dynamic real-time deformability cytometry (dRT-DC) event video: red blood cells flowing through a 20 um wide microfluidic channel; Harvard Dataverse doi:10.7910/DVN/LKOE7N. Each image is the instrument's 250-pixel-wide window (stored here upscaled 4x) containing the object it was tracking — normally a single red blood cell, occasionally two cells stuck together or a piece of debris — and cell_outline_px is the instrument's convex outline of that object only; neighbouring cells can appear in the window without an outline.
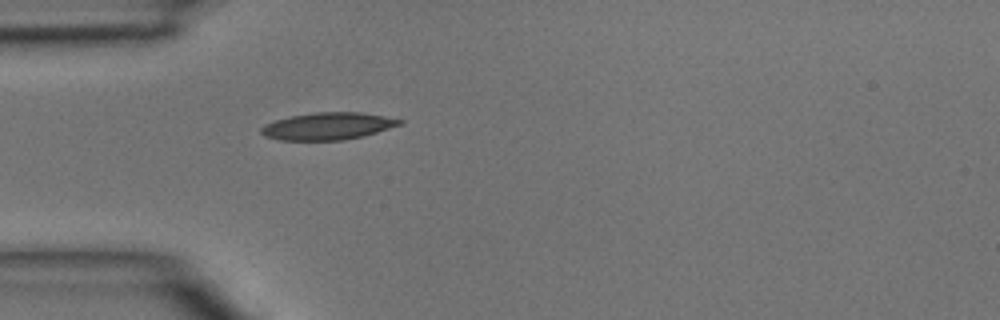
{"species": "common noctule bat (a hibernating species)", "species_latin": "Nyctalus noctula", "temperature_condition": "room temperature", "stored_images_in_passage": 33, "camera_frame_rate_fps": 3000, "um_per_image_px": 0.085, "animal": {"sex": "male", "body_mass_g": 15.6}, "frame": {"image": 1, "passage_image": 1, "time_ms": 0.0, "image_size_px": [1000, 320], "cell_outline_px": [[404, 124], [364, 136], [344, 140], [280, 140], [264, 136], [260, 132], [260, 128], [264, 124], [276, 120], [292, 116], [316, 112], [360, 112], [384, 116], [404, 120]], "centroid_in_image_um": [27.89, 10.72], "position_along_channel_um": 57.1, "area_um2": 22.02}}
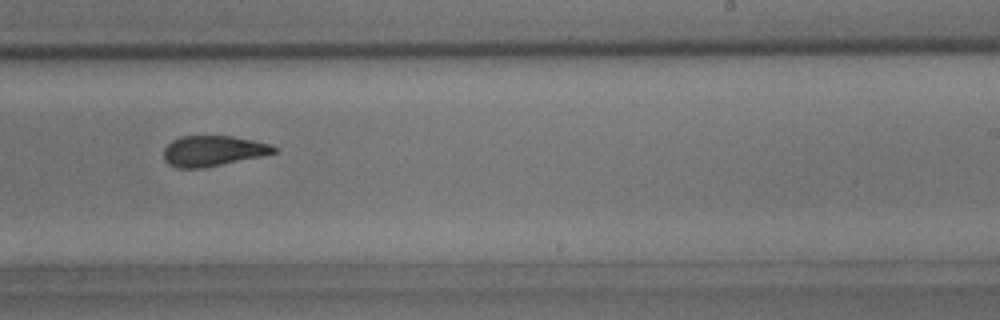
{"frame": {"image": 2, "passage_image": 16, "time_ms": 5.0, "image_size_px": [1000, 320], "cell_outline_px": [[280, 148], [276, 152], [264, 156], [204, 168], [176, 168], [168, 164], [164, 160], [164, 148], [172, 140], [180, 136], [232, 136], [272, 144]], "centroid_in_image_um": [18.13, 12.83], "position_along_channel_um": 270.9, "area_um2": 19.88}}
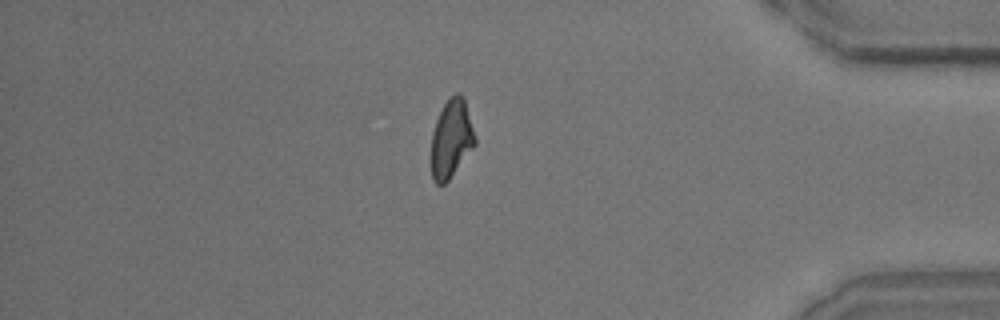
{"frame": {"image": 3, "passage_image": 27, "time_ms": 8.667, "image_size_px": [1000, 320], "cell_outline_px": [[476, 144], [448, 180], [444, 184], [436, 184], [432, 180], [432, 132], [436, 120], [444, 104], [456, 92], [460, 92], [464, 96], [476, 136]], "centroid_in_image_um": [38.38, 11.77], "position_along_channel_um": 396.8, "area_um2": 19.88}}